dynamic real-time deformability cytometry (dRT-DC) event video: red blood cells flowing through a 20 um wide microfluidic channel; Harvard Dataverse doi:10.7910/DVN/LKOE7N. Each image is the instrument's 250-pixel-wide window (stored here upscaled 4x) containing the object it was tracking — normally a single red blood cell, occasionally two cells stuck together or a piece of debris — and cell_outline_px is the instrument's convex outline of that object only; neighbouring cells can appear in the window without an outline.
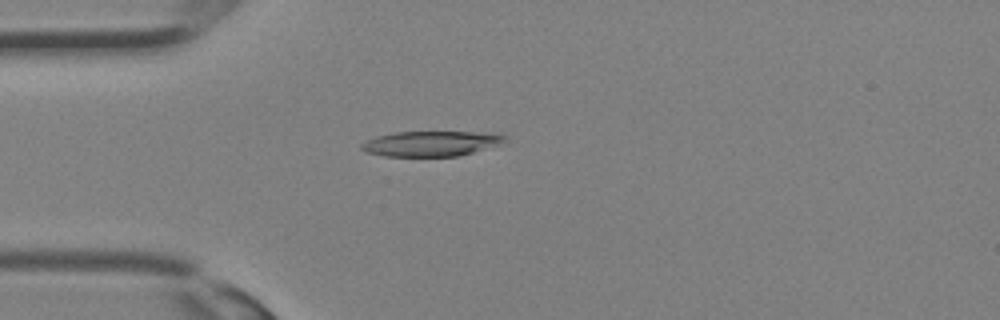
{"species": "Egyptian fruit bat (a non-hibernating species)", "species_latin": "Rousettus aegyptiacus", "temperature_condition": "room temperature", "stored_images_in_passage": 13, "camera_frame_rate_fps": 3000, "um_per_image_px": 0.085, "animal": {"sex": "female"}, "frame": {"image": 1, "passage_image": 6, "time_ms": 1.667, "image_size_px": [1000, 320], "cell_outline_px": [[508, 136], [504, 140], [496, 144], [472, 152], [456, 156], [384, 156], [368, 152], [360, 148], [360, 144], [376, 136], [396, 132], [492, 132]], "centroid_in_image_um": [36.6, 12.19], "position_along_channel_um": 48.4, "area_um2": 20.69}}
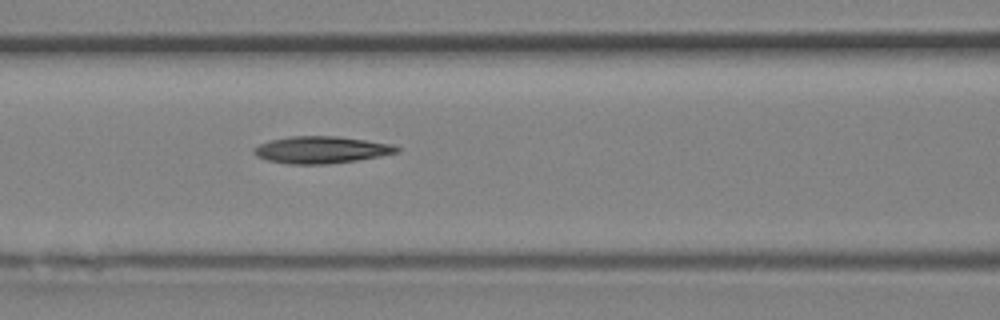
{"frame": {"image": 2, "passage_image": 11, "time_ms": 3.333, "image_size_px": [1000, 320], "cell_outline_px": [[400, 152], [380, 156], [356, 160], [328, 164], [288, 164], [268, 160], [256, 156], [252, 152], [252, 148], [268, 140], [288, 136], [340, 136], [392, 144], [400, 148]], "centroid_in_image_um": [27.28, 12.73], "position_along_channel_um": 139.3, "area_um2": 22.66}}
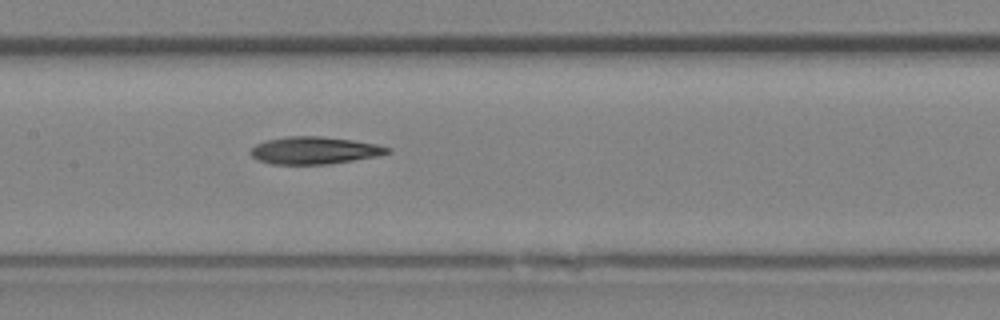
{"frame": {"image": 3, "passage_image": 13, "time_ms": 4.0, "image_size_px": [1000, 320], "cell_outline_px": [[392, 152], [380, 156], [328, 164], [272, 164], [256, 160], [248, 152], [256, 144], [264, 140], [288, 136], [320, 136], [352, 140], [376, 144], [392, 148]], "centroid_in_image_um": [26.73, 12.78], "position_along_channel_um": 180.7, "area_um2": 22.02}}